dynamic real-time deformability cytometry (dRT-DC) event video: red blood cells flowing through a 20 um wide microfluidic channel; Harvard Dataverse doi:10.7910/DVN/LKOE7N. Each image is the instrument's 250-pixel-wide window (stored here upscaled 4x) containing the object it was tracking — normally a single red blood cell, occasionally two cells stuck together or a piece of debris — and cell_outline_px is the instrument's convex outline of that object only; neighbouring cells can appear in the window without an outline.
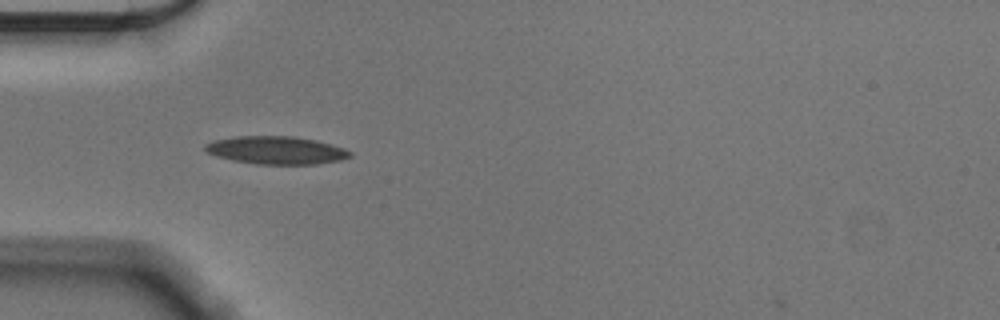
{"species": "Egyptian fruit bat (a non-hibernating species)", "species_latin": "Rousettus aegyptiacus", "temperature_condition": "cold", "stored_images_in_passage": 40, "camera_frame_rate_fps": 3000, "um_per_image_px": 0.085, "animal": {"sex": "male"}, "frame": {"image": 1, "passage_image": 1, "time_ms": 0.0, "image_size_px": [1000, 320], "cell_outline_px": [[352, 156], [340, 160], [316, 164], [256, 164], [232, 160], [216, 156], [208, 152], [204, 148], [204, 144], [212, 140], [236, 136], [292, 136], [316, 140], [344, 148], [352, 152]], "centroid_in_image_um": [23.46, 12.76], "position_along_channel_um": 61.5, "area_um2": 23.58}}
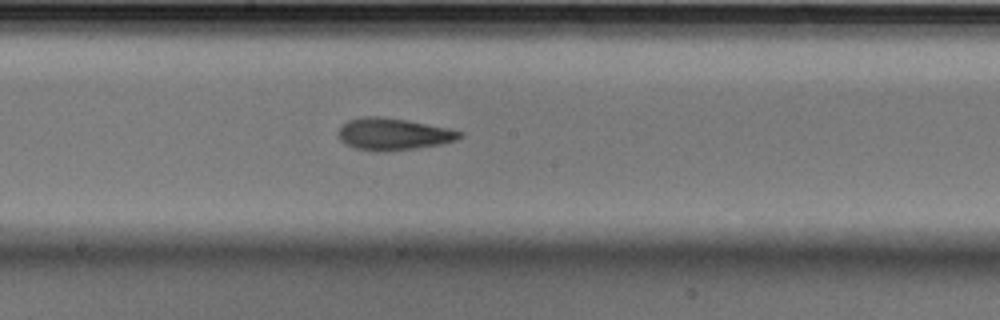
{"frame": {"image": 2, "passage_image": 14, "time_ms": 4.333, "image_size_px": [1000, 320], "cell_outline_px": [[464, 136], [456, 140], [440, 144], [416, 148], [388, 152], [376, 152], [352, 148], [344, 144], [340, 140], [340, 128], [348, 120], [364, 116], [380, 116], [408, 120], [448, 128], [464, 132]], "centroid_in_image_um": [33.44, 11.41], "position_along_channel_um": 214.8, "area_um2": 22.83}}
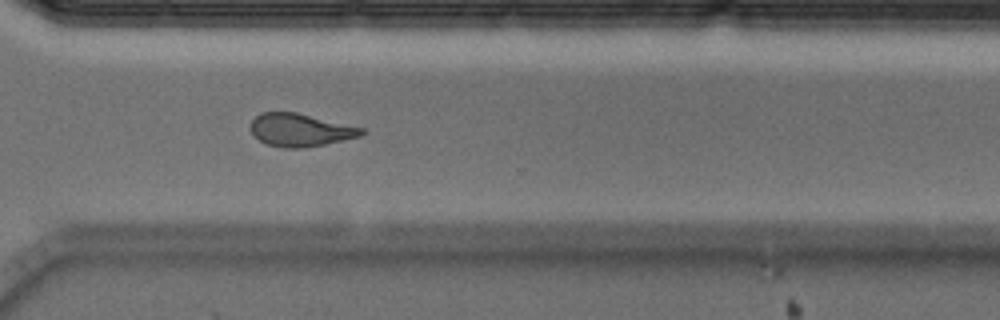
{"frame": {"image": 3, "passage_image": 25, "time_ms": 8.0, "image_size_px": [1000, 320], "cell_outline_px": [[364, 132], [360, 136], [324, 144], [304, 148], [284, 148], [264, 144], [252, 136], [248, 128], [252, 120], [260, 112], [296, 112], [364, 128]], "centroid_in_image_um": [25.44, 11.05], "position_along_channel_um": 345.2, "area_um2": 21.44}, "authors_computed_cell_mechanics": {"area_um2": 22.0218, "velocity_mm_per_s": 3.562, "shape_relaxation_time_tau1_ms": 4.5945, "shape_relaxation_time_tau2_ms": 2.669, "deformation_change_tau1": 0.1702, "deformation_change_tau2": 0.1122}}